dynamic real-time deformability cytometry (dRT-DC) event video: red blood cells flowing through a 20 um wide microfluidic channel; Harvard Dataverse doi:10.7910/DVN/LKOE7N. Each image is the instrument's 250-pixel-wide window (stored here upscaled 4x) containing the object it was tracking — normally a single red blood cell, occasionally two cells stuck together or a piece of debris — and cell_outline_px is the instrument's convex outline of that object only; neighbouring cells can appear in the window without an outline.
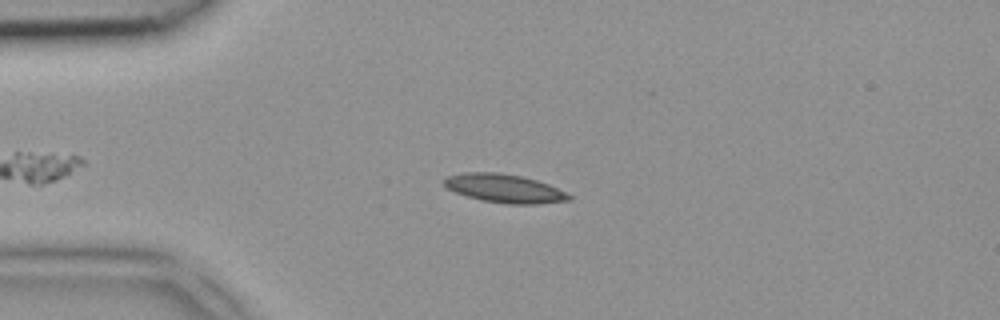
{"species": "common noctule bat (a hibernating species)", "species_latin": "Nyctalus noctula", "temperature_condition": "room temperature", "stored_images_in_passage": 2, "camera_frame_rate_fps": 3000, "um_per_image_px": 0.085, "animal": {"sex": "female", "body_mass_g": 18.4}, "frame": {"image": 1, "passage_image": 1, "time_ms": 0.0, "image_size_px": [1000, 320], "cell_outline_px": [[572, 200], [536, 204], [508, 204], [480, 200], [456, 192], [448, 188], [444, 184], [444, 180], [448, 176], [464, 172], [496, 172], [520, 176], [536, 180], [548, 184], [572, 196]], "centroid_in_image_um": [42.88, 16.02], "position_along_channel_um": 42.1, "area_um2": 20.52}}
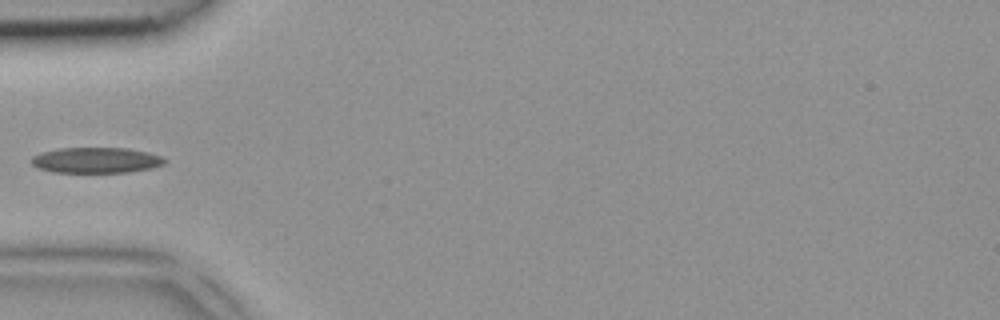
{"frame": {"image": 2, "passage_image": 2, "time_ms": 0.333, "image_size_px": [1000, 320], "cell_outline_px": [[168, 160], [164, 164], [152, 168], [128, 172], [52, 172], [36, 168], [32, 164], [32, 156], [40, 152], [60, 148], [128, 148], [148, 152], [160, 156]], "centroid_in_image_um": [8.16, 13.62], "position_along_channel_um": 76.8, "area_um2": 20.0}}